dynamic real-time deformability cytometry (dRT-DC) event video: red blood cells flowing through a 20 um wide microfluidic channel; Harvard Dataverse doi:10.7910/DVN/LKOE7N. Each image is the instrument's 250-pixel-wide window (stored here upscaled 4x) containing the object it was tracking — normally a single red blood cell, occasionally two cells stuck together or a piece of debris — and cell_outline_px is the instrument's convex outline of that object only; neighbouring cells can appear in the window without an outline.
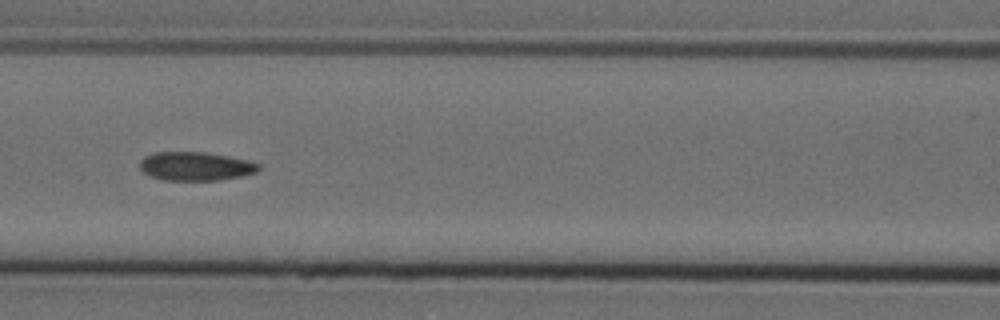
{"species": "Egyptian fruit bat (a non-hibernating species)", "species_latin": "Rousettus aegyptiacus", "temperature_condition": "cold", "stored_images_in_passage": 7, "camera_frame_rate_fps": 3000, "um_per_image_px": 0.085, "animal": {"sex": "female"}, "frame": {"image": 1, "passage_image": 7, "time_ms": 2.0, "image_size_px": [1000, 320], "cell_outline_px": [[260, 168], [256, 172], [240, 176], [220, 180], [164, 180], [152, 176], [144, 172], [140, 168], [140, 160], [144, 156], [156, 152], [204, 152], [228, 156], [248, 160], [260, 164]], "centroid_in_image_um": [16.63, 14.12], "position_along_channel_um": 150.0, "area_um2": 19.77}}